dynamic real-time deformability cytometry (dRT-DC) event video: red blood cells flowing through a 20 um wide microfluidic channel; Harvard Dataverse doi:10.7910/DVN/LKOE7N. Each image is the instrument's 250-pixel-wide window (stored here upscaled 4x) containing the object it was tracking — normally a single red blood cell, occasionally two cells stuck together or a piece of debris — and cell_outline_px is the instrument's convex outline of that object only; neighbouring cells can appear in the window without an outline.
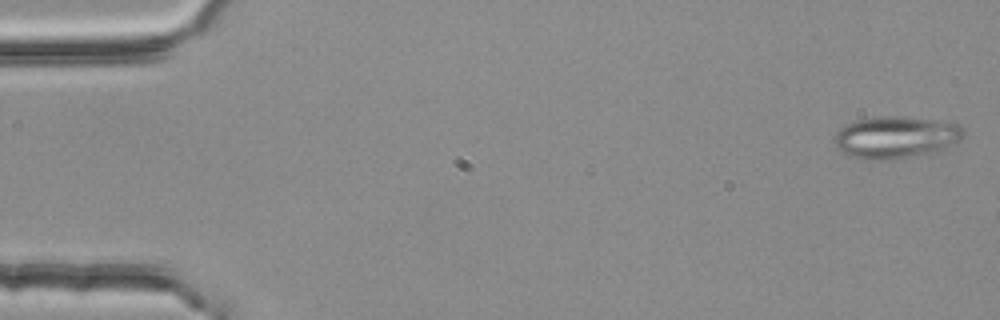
{"species": "common noctule bat (a hibernating species)", "species_latin": "Nyctalus noctula", "temperature_condition": "room temperature", "stored_images_in_passage": 3, "camera_frame_rate_fps": 3000, "um_per_image_px": 0.085, "animal": {"sex": "female", "body_mass_g": 25.1}, "frame": {"image": 1, "passage_image": 1, "time_ms": 0.0, "image_size_px": [1000, 320], "cell_outline_px": [[964, 136], [960, 140], [940, 148], [928, 152], [888, 160], [876, 160], [848, 156], [836, 148], [832, 140], [832, 136], [840, 128], [856, 120], [876, 116], [904, 116], [948, 120], [960, 124], [964, 128]], "centroid_in_image_um": [76.11, 11.62], "position_along_channel_um": 8.9, "area_um2": 31.85}}